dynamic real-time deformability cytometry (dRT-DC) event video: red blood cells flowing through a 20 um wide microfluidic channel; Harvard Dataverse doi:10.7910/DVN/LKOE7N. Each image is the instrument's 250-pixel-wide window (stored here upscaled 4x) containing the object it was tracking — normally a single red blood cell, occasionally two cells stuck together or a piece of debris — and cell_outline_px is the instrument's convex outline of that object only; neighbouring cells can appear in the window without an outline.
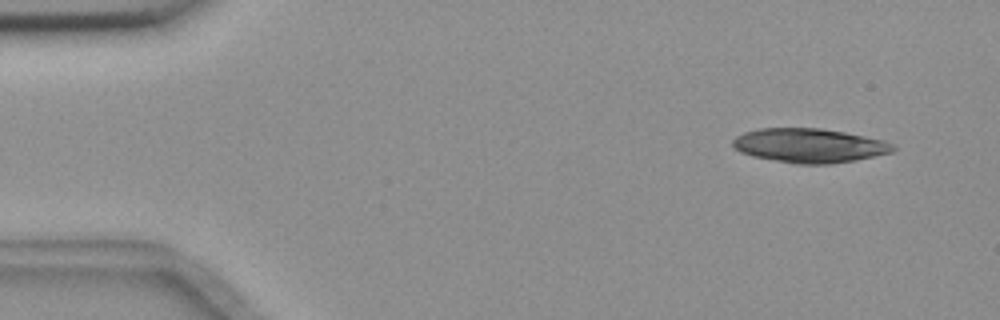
{"species": "common noctule bat (a hibernating species)", "species_latin": "Nyctalus noctula", "temperature_condition": "room temperature", "stored_images_in_passage": 13, "camera_frame_rate_fps": 3000, "um_per_image_px": 0.085, "animal": {"sex": "female", "body_mass_g": 18.4}, "frame": {"image": 1, "passage_image": 4, "time_ms": 1.0, "image_size_px": [1000, 320], "cell_outline_px": [[896, 148], [892, 152], [856, 160], [828, 164], [796, 164], [752, 156], [740, 152], [732, 144], [732, 140], [736, 136], [744, 132], [760, 128], [820, 128], [844, 132], [864, 136], [880, 140], [892, 144]], "centroid_in_image_um": [68.76, 12.37], "position_along_channel_um": 16.2, "area_um2": 31.73}}